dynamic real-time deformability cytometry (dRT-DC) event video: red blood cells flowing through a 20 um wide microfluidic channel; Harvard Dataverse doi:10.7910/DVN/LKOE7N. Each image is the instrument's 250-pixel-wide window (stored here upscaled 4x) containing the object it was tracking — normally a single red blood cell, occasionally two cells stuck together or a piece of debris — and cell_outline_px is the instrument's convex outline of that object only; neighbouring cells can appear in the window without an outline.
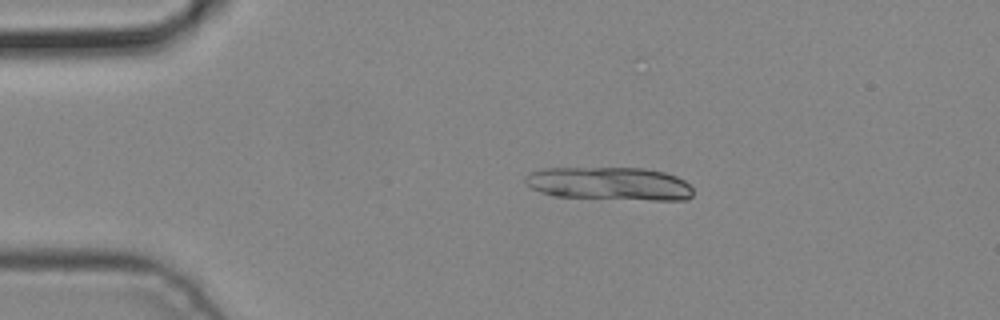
{"species": "common noctule bat (a hibernating species)", "species_latin": "Nyctalus noctula", "temperature_condition": "cold", "stored_images_in_passage": 4, "camera_frame_rate_fps": 3000, "um_per_image_px": 0.085, "animal": {"sex": "male", "body_mass_g": 19.2, "forearm_length_mm": 51.8}, "frame": {"image": 1, "passage_image": 1, "time_ms": 0.0, "image_size_px": [1000, 320], "cell_outline_px": [[692, 196], [688, 200], [652, 200], [552, 196], [540, 192], [524, 184], [524, 176], [528, 172], [544, 168], [644, 168], [664, 172], [676, 176], [684, 180], [692, 188]], "centroid_in_image_um": [51.77, 15.61], "position_along_channel_um": 33.2, "area_um2": 32.71}}
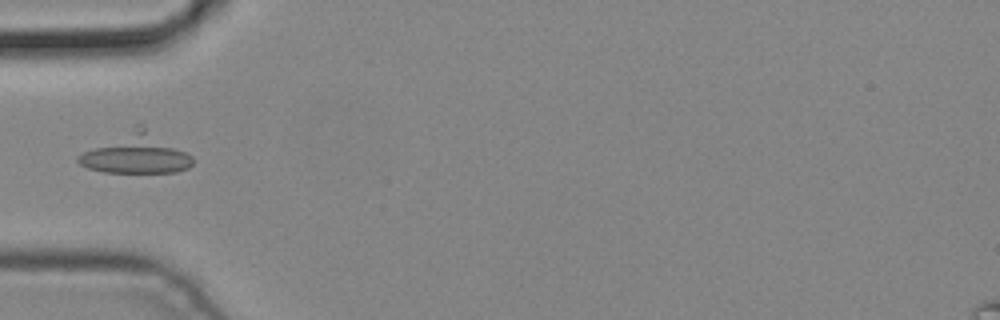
{"frame": {"image": 2, "passage_image": 3, "time_ms": 0.667, "image_size_px": [1000, 320], "cell_outline_px": [[192, 164], [188, 168], [176, 172], [104, 172], [88, 168], [80, 164], [76, 160], [76, 156], [136, 124], [144, 124], [192, 156]], "centroid_in_image_um": [11.57, 13.03], "position_along_channel_um": 73.4, "area_um2": 26.53}}
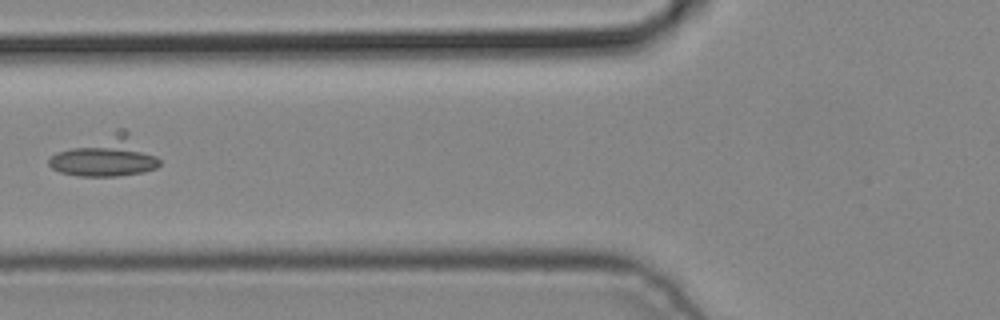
{"frame": {"image": 3, "passage_image": 4, "time_ms": 1.0, "image_size_px": [1000, 320], "cell_outline_px": [[160, 164], [156, 168], [144, 172], [116, 176], [80, 176], [60, 172], [52, 168], [48, 164], [48, 160], [56, 152], [116, 128], [124, 128], [156, 156], [160, 160]], "centroid_in_image_um": [8.97, 13.28], "position_along_channel_um": 116.8, "area_um2": 25.78}}